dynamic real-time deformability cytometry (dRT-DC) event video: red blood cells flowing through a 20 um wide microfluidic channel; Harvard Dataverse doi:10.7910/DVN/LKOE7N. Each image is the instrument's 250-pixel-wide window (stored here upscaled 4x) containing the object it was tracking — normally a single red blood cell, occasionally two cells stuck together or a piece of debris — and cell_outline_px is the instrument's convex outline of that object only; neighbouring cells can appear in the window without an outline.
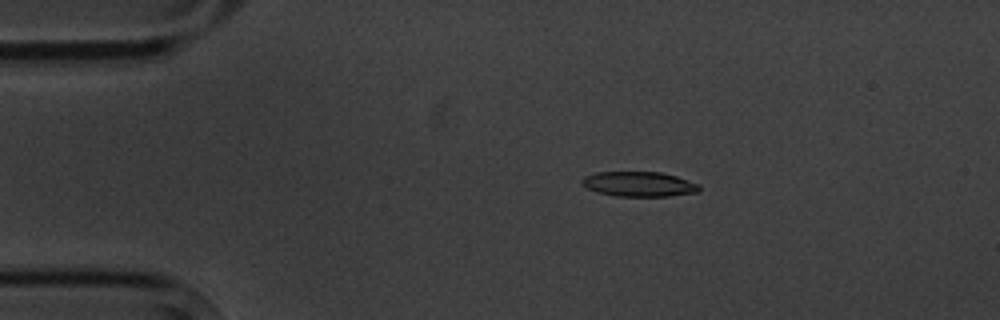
{"species": "common noctule bat (a hibernating species)", "species_latin": "Nyctalus noctula", "temperature_condition": "cold", "stored_images_in_passage": 3, "camera_frame_rate_fps": 3000, "um_per_image_px": 0.085, "animal": {"sex": "male", "body_mass_g": 20.1, "forearm_length_mm": 53.5}, "frame": {"image": 1, "passage_image": 2, "time_ms": 1.333, "image_size_px": [1000, 320], "cell_outline_px": [[700, 188], [696, 192], [668, 196], [616, 196], [600, 192], [588, 188], [580, 184], [580, 180], [584, 176], [596, 172], [660, 172], [676, 176], [700, 184]], "centroid_in_image_um": [54.29, 15.64], "position_along_channel_um": 30.7, "area_um2": 16.94}}